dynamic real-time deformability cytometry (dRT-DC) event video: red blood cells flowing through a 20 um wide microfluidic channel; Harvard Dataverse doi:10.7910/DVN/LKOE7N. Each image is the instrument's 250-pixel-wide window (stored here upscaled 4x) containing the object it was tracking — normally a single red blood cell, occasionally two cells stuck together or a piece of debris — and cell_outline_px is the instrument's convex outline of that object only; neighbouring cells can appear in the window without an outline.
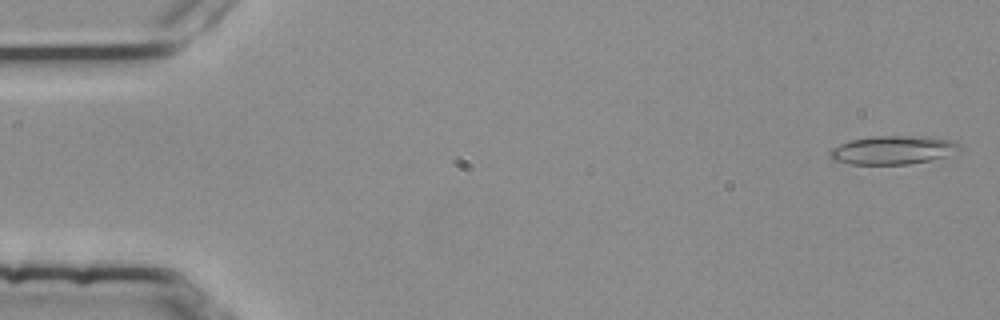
{"species": "common noctule bat (a hibernating species)", "species_latin": "Nyctalus noctula", "temperature_condition": "room temperature", "stored_images_in_passage": 54, "camera_frame_rate_fps": 3000, "um_per_image_px": 0.085, "animal": {"sex": "female", "body_mass_g": 25.1}, "frame": {"image": 1, "passage_image": 2, "time_ms": 0.333, "image_size_px": [1000, 320], "cell_outline_px": [[960, 148], [944, 156], [928, 160], [908, 164], [852, 164], [832, 160], [828, 156], [828, 152], [832, 148], [848, 140], [872, 136], [928, 136], [948, 140], [960, 144]], "centroid_in_image_um": [75.8, 12.74], "position_along_channel_um": 9.2, "area_um2": 21.39}}
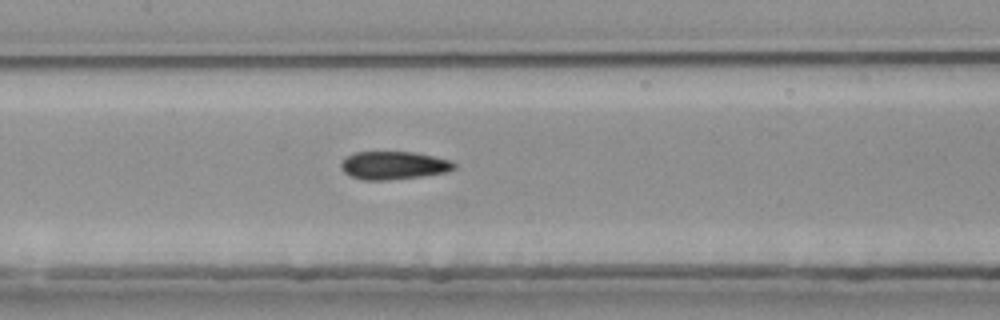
{"frame": {"image": 2, "passage_image": 26, "time_ms": 8.333, "image_size_px": [1000, 320], "cell_outline_px": [[456, 168], [444, 172], [420, 176], [388, 180], [364, 180], [352, 176], [344, 172], [340, 168], [340, 164], [352, 152], [412, 152], [452, 160], [456, 164]], "centroid_in_image_um": [33.45, 14.05], "position_along_channel_um": 173.9, "area_um2": 18.32}}
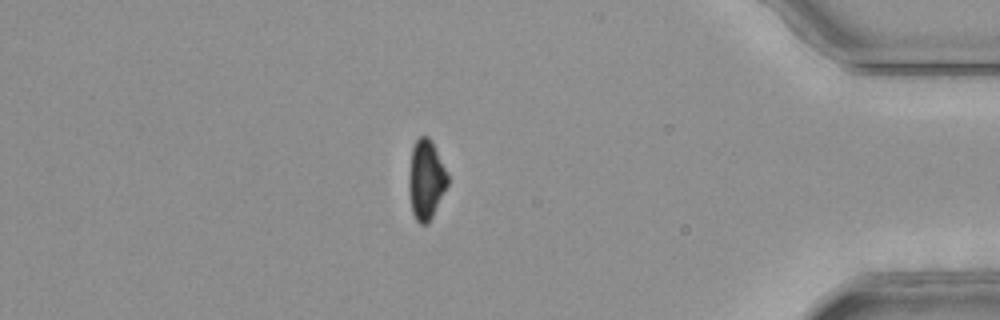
{"frame": {"image": 3, "passage_image": 47, "time_ms": 15.333, "image_size_px": [1000, 320], "cell_outline_px": [[448, 184], [428, 224], [420, 224], [416, 220], [412, 212], [408, 188], [408, 180], [412, 148], [416, 140], [420, 136], [428, 136], [448, 172]], "centroid_in_image_um": [36.2, 15.28], "position_along_channel_um": 399.0, "area_um2": 17.86}, "authors_computed_cell_mechanics": {"area_um2": 18.9295, "velocity_mm_per_s": 3.79, "shape_relaxation_time_tau1_ms": null, "shape_relaxation_time_tau2_ms": 4.1057, "deformation_change_tau1": null, "deformation_change_tau2": 0.0882}}